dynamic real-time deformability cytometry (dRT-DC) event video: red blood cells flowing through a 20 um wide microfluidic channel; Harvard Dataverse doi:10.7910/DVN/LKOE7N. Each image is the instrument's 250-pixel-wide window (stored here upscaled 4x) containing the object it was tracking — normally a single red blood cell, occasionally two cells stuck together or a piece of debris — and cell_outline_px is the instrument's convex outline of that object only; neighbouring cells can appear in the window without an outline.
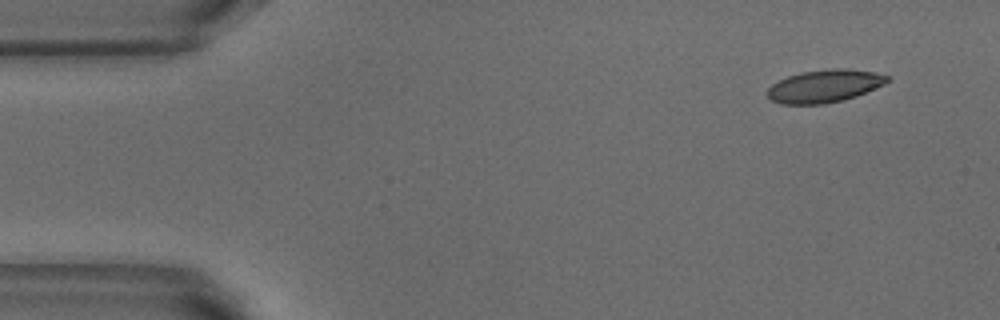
{"species": "common noctule bat (a hibernating species)", "species_latin": "Nyctalus noctula", "temperature_condition": "warm", "stored_images_in_passage": 4, "camera_frame_rate_fps": 3000, "um_per_image_px": 0.085, "animal": {"sex": "male", "body_mass_g": 18.8}, "frame": {"image": 1, "passage_image": 1, "time_ms": 0.0, "image_size_px": [1000, 320], "cell_outline_px": [[888, 80], [884, 84], [856, 96], [844, 100], [824, 104], [780, 104], [772, 100], [768, 96], [768, 88], [772, 84], [788, 76], [800, 72], [828, 68], [848, 68], [872, 72], [888, 76]], "centroid_in_image_um": [70.06, 7.31], "position_along_channel_um": 14.9, "area_um2": 22.77}}
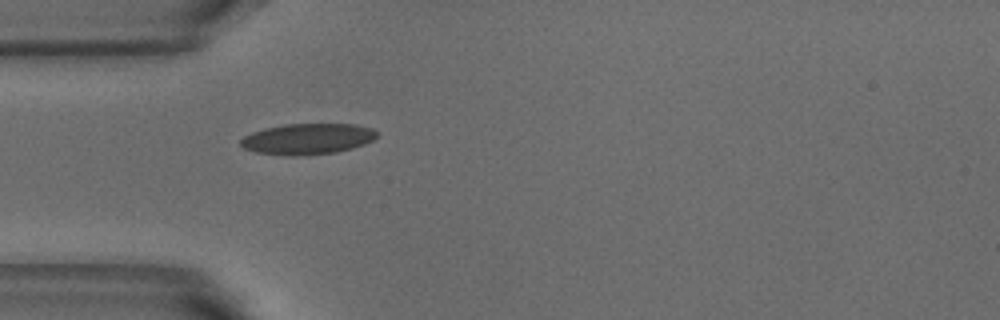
{"frame": {"image": 2, "passage_image": 4, "time_ms": 1.0, "image_size_px": [1000, 320], "cell_outline_px": [[380, 132], [372, 140], [364, 144], [352, 148], [336, 152], [304, 156], [288, 156], [256, 152], [244, 148], [240, 144], [240, 140], [244, 136], [252, 132], [264, 128], [288, 124], [356, 124], [372, 128]], "centroid_in_image_um": [26.15, 11.81], "position_along_channel_um": 58.8, "area_um2": 24.68}}